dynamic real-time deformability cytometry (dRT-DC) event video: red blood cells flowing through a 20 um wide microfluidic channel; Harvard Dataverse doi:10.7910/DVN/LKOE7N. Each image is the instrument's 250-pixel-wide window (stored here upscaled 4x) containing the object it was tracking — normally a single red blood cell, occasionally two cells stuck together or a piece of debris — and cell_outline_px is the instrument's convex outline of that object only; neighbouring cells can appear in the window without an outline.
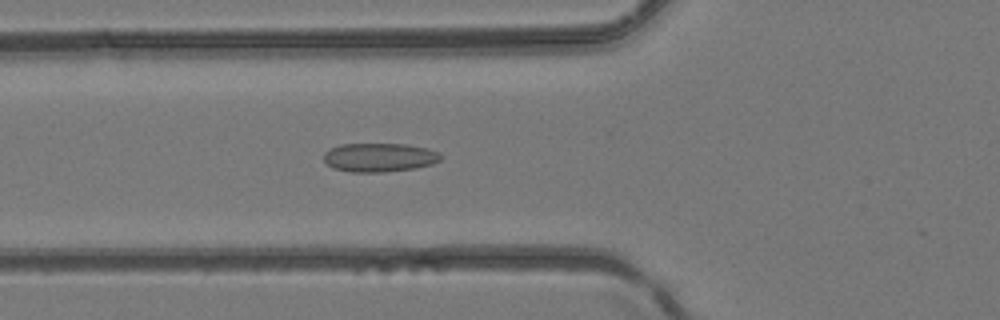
{"species": "common noctule bat (a hibernating species)", "species_latin": "Nyctalus noctula", "temperature_condition": "room temperature", "stored_images_in_passage": 22, "camera_frame_rate_fps": 3000, "um_per_image_px": 0.085, "animal": {"sex": "female", "body_mass_g": 24.6, "forearm_length_mm": 56.2}, "frame": {"image": 1, "passage_image": 18, "time_ms": 5.667, "image_size_px": [1000, 320], "cell_outline_px": [[444, 156], [440, 160], [432, 164], [416, 168], [384, 172], [352, 172], [332, 168], [324, 160], [324, 152], [340, 144], [408, 144], [428, 148], [440, 152]], "centroid_in_image_um": [32.29, 13.38], "position_along_channel_um": 93.5, "area_um2": 19.83}}
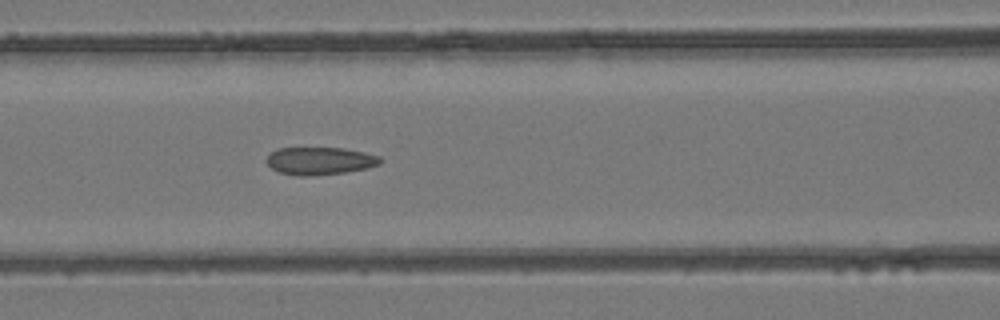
{"frame": {"image": 2, "passage_image": 21, "time_ms": 6.667, "image_size_px": [1000, 320], "cell_outline_px": [[384, 160], [380, 164], [368, 168], [344, 172], [312, 176], [300, 176], [280, 172], [272, 168], [264, 160], [276, 148], [344, 148], [364, 152], [380, 156]], "centroid_in_image_um": [27.21, 13.67], "position_along_channel_um": 139.4, "area_um2": 18.38}}